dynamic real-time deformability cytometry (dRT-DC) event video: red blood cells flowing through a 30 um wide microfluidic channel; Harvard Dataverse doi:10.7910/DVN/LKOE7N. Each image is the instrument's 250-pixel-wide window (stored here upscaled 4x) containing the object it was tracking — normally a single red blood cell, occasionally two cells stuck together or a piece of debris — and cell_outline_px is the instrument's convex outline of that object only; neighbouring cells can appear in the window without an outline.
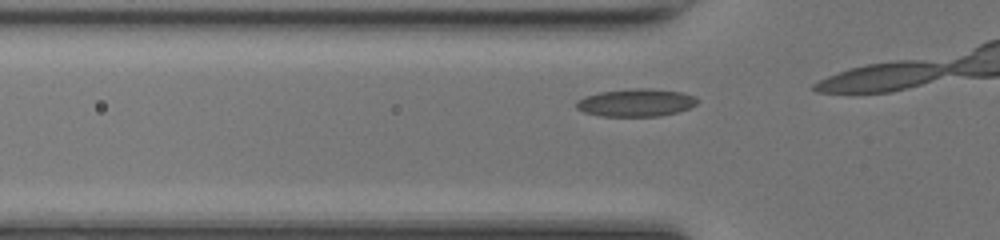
{"species": "common noctule bat (a hibernating species)", "species_latin": "Nyctalus noctula", "temperature_condition": "room temperature", "stored_images_in_passage": 6, "camera_frame_rate_fps": 3000, "um_per_image_px": 0.085, "animal": {"sex": "female", "body_mass_g": 17.0, "forearm_length_mm": 48.0}, "frame": {"image": 1, "passage_image": 2, "time_ms": 0.333, "image_size_px": [1000, 240], "cell_outline_px": [[700, 100], [696, 104], [688, 108], [676, 112], [660, 116], [600, 116], [584, 112], [576, 108], [576, 100], [584, 96], [600, 92], [636, 88], [648, 88], [684, 92], [696, 96]], "centroid_in_image_um": [54.07, 8.72], "position_along_channel_um": 71.7, "area_um2": 19.65}}
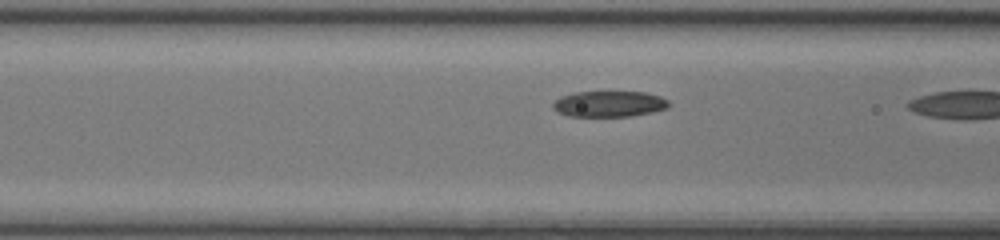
{"frame": {"image": 2, "passage_image": 5, "time_ms": 1.333, "image_size_px": [1000, 240], "cell_outline_px": [[668, 108], [652, 112], [632, 116], [568, 116], [556, 112], [552, 108], [552, 104], [560, 96], [572, 92], [644, 92], [660, 96], [668, 100]], "centroid_in_image_um": [51.74, 8.83], "position_along_channel_um": 114.9, "area_um2": 17.57}}